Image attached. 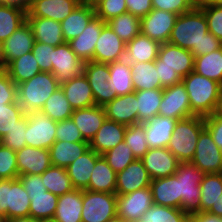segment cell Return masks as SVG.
<instances>
[{"label": "cell", "instance_id": "e575fe53", "mask_svg": "<svg viewBox=\"0 0 222 222\" xmlns=\"http://www.w3.org/2000/svg\"><path fill=\"white\" fill-rule=\"evenodd\" d=\"M107 82L110 85V89L117 96H123L135 91L131 66L125 59L109 63V78Z\"/></svg>", "mask_w": 222, "mask_h": 222}, {"label": "cell", "instance_id": "b9fcfbb0", "mask_svg": "<svg viewBox=\"0 0 222 222\" xmlns=\"http://www.w3.org/2000/svg\"><path fill=\"white\" fill-rule=\"evenodd\" d=\"M0 202H1V188H0ZM4 219H5L4 214L1 212V209H0V221Z\"/></svg>", "mask_w": 222, "mask_h": 222}, {"label": "cell", "instance_id": "4dcf8cb0", "mask_svg": "<svg viewBox=\"0 0 222 222\" xmlns=\"http://www.w3.org/2000/svg\"><path fill=\"white\" fill-rule=\"evenodd\" d=\"M160 43L140 33L126 43L124 59L129 64L137 62H151L158 57Z\"/></svg>", "mask_w": 222, "mask_h": 222}, {"label": "cell", "instance_id": "f1b7e54d", "mask_svg": "<svg viewBox=\"0 0 222 222\" xmlns=\"http://www.w3.org/2000/svg\"><path fill=\"white\" fill-rule=\"evenodd\" d=\"M101 156L89 148L66 168L75 189L84 190L88 187L95 163Z\"/></svg>", "mask_w": 222, "mask_h": 222}, {"label": "cell", "instance_id": "d6a6232c", "mask_svg": "<svg viewBox=\"0 0 222 222\" xmlns=\"http://www.w3.org/2000/svg\"><path fill=\"white\" fill-rule=\"evenodd\" d=\"M95 16V10L89 5L84 3L78 5L66 19L60 22L65 42L80 35Z\"/></svg>", "mask_w": 222, "mask_h": 222}, {"label": "cell", "instance_id": "6da1fadb", "mask_svg": "<svg viewBox=\"0 0 222 222\" xmlns=\"http://www.w3.org/2000/svg\"><path fill=\"white\" fill-rule=\"evenodd\" d=\"M168 42L190 50L194 57L222 48V41L208 31L206 16L198 6L178 15Z\"/></svg>", "mask_w": 222, "mask_h": 222}, {"label": "cell", "instance_id": "f35d334b", "mask_svg": "<svg viewBox=\"0 0 222 222\" xmlns=\"http://www.w3.org/2000/svg\"><path fill=\"white\" fill-rule=\"evenodd\" d=\"M5 70L16 85L41 73L39 65L32 52L26 53L13 60L5 67Z\"/></svg>", "mask_w": 222, "mask_h": 222}, {"label": "cell", "instance_id": "67dfc351", "mask_svg": "<svg viewBox=\"0 0 222 222\" xmlns=\"http://www.w3.org/2000/svg\"><path fill=\"white\" fill-rule=\"evenodd\" d=\"M0 222H8V220L4 219V220H1Z\"/></svg>", "mask_w": 222, "mask_h": 222}, {"label": "cell", "instance_id": "ba28073f", "mask_svg": "<svg viewBox=\"0 0 222 222\" xmlns=\"http://www.w3.org/2000/svg\"><path fill=\"white\" fill-rule=\"evenodd\" d=\"M26 144L34 148L49 149L56 141L57 122L38 112L27 113Z\"/></svg>", "mask_w": 222, "mask_h": 222}, {"label": "cell", "instance_id": "753ad0ef", "mask_svg": "<svg viewBox=\"0 0 222 222\" xmlns=\"http://www.w3.org/2000/svg\"><path fill=\"white\" fill-rule=\"evenodd\" d=\"M203 5L222 6V0H207Z\"/></svg>", "mask_w": 222, "mask_h": 222}, {"label": "cell", "instance_id": "7c38bea8", "mask_svg": "<svg viewBox=\"0 0 222 222\" xmlns=\"http://www.w3.org/2000/svg\"><path fill=\"white\" fill-rule=\"evenodd\" d=\"M194 58L190 50L166 42L160 45L155 67L175 70L184 78L194 70Z\"/></svg>", "mask_w": 222, "mask_h": 222}, {"label": "cell", "instance_id": "db71d44e", "mask_svg": "<svg viewBox=\"0 0 222 222\" xmlns=\"http://www.w3.org/2000/svg\"><path fill=\"white\" fill-rule=\"evenodd\" d=\"M96 16L108 22L115 16L128 12L125 0H104L96 9Z\"/></svg>", "mask_w": 222, "mask_h": 222}, {"label": "cell", "instance_id": "ffe728a7", "mask_svg": "<svg viewBox=\"0 0 222 222\" xmlns=\"http://www.w3.org/2000/svg\"><path fill=\"white\" fill-rule=\"evenodd\" d=\"M34 43L35 38L32 29L26 21L1 44L5 67L13 60L31 52Z\"/></svg>", "mask_w": 222, "mask_h": 222}, {"label": "cell", "instance_id": "9f6ffc18", "mask_svg": "<svg viewBox=\"0 0 222 222\" xmlns=\"http://www.w3.org/2000/svg\"><path fill=\"white\" fill-rule=\"evenodd\" d=\"M56 140L67 142H88L83 138L81 132L71 118L57 122Z\"/></svg>", "mask_w": 222, "mask_h": 222}, {"label": "cell", "instance_id": "ee69618b", "mask_svg": "<svg viewBox=\"0 0 222 222\" xmlns=\"http://www.w3.org/2000/svg\"><path fill=\"white\" fill-rule=\"evenodd\" d=\"M107 24L125 43L141 33V18L129 12L113 17Z\"/></svg>", "mask_w": 222, "mask_h": 222}, {"label": "cell", "instance_id": "34e18365", "mask_svg": "<svg viewBox=\"0 0 222 222\" xmlns=\"http://www.w3.org/2000/svg\"><path fill=\"white\" fill-rule=\"evenodd\" d=\"M106 222H127V221H125L120 216L116 215V216H114L113 218H111L110 220H108Z\"/></svg>", "mask_w": 222, "mask_h": 222}, {"label": "cell", "instance_id": "52a82bcc", "mask_svg": "<svg viewBox=\"0 0 222 222\" xmlns=\"http://www.w3.org/2000/svg\"><path fill=\"white\" fill-rule=\"evenodd\" d=\"M82 222H106L117 215V195L83 190Z\"/></svg>", "mask_w": 222, "mask_h": 222}, {"label": "cell", "instance_id": "cb8c5ba5", "mask_svg": "<svg viewBox=\"0 0 222 222\" xmlns=\"http://www.w3.org/2000/svg\"><path fill=\"white\" fill-rule=\"evenodd\" d=\"M127 125L105 119L102 126L89 142V148L102 155L124 141Z\"/></svg>", "mask_w": 222, "mask_h": 222}, {"label": "cell", "instance_id": "74e56055", "mask_svg": "<svg viewBox=\"0 0 222 222\" xmlns=\"http://www.w3.org/2000/svg\"><path fill=\"white\" fill-rule=\"evenodd\" d=\"M138 108V123H145L158 115L163 97V89H148L135 91Z\"/></svg>", "mask_w": 222, "mask_h": 222}, {"label": "cell", "instance_id": "f5cc1de1", "mask_svg": "<svg viewBox=\"0 0 222 222\" xmlns=\"http://www.w3.org/2000/svg\"><path fill=\"white\" fill-rule=\"evenodd\" d=\"M18 178L16 151L1 146L0 148V180Z\"/></svg>", "mask_w": 222, "mask_h": 222}, {"label": "cell", "instance_id": "ac0fdd59", "mask_svg": "<svg viewBox=\"0 0 222 222\" xmlns=\"http://www.w3.org/2000/svg\"><path fill=\"white\" fill-rule=\"evenodd\" d=\"M126 43L106 24L96 42L93 61L112 63L124 59Z\"/></svg>", "mask_w": 222, "mask_h": 222}, {"label": "cell", "instance_id": "7402d4cb", "mask_svg": "<svg viewBox=\"0 0 222 222\" xmlns=\"http://www.w3.org/2000/svg\"><path fill=\"white\" fill-rule=\"evenodd\" d=\"M107 119L124 125L138 123V108L135 91L123 96H117L104 106Z\"/></svg>", "mask_w": 222, "mask_h": 222}, {"label": "cell", "instance_id": "2a66077c", "mask_svg": "<svg viewBox=\"0 0 222 222\" xmlns=\"http://www.w3.org/2000/svg\"><path fill=\"white\" fill-rule=\"evenodd\" d=\"M3 69H5V65L2 59V49H1V43H0V70H3Z\"/></svg>", "mask_w": 222, "mask_h": 222}, {"label": "cell", "instance_id": "3957f363", "mask_svg": "<svg viewBox=\"0 0 222 222\" xmlns=\"http://www.w3.org/2000/svg\"><path fill=\"white\" fill-rule=\"evenodd\" d=\"M60 87L50 72H41L17 85V102L27 114L41 111L46 100Z\"/></svg>", "mask_w": 222, "mask_h": 222}, {"label": "cell", "instance_id": "5b68a950", "mask_svg": "<svg viewBox=\"0 0 222 222\" xmlns=\"http://www.w3.org/2000/svg\"><path fill=\"white\" fill-rule=\"evenodd\" d=\"M174 175L180 181L181 209L188 215L199 212L204 173L191 162H180Z\"/></svg>", "mask_w": 222, "mask_h": 222}, {"label": "cell", "instance_id": "5bb4252c", "mask_svg": "<svg viewBox=\"0 0 222 222\" xmlns=\"http://www.w3.org/2000/svg\"><path fill=\"white\" fill-rule=\"evenodd\" d=\"M52 74L61 85L83 73L84 62L71 50L68 42L53 50Z\"/></svg>", "mask_w": 222, "mask_h": 222}, {"label": "cell", "instance_id": "44dd1931", "mask_svg": "<svg viewBox=\"0 0 222 222\" xmlns=\"http://www.w3.org/2000/svg\"><path fill=\"white\" fill-rule=\"evenodd\" d=\"M18 176L41 175L52 166L49 149L25 146L16 151Z\"/></svg>", "mask_w": 222, "mask_h": 222}, {"label": "cell", "instance_id": "8992f818", "mask_svg": "<svg viewBox=\"0 0 222 222\" xmlns=\"http://www.w3.org/2000/svg\"><path fill=\"white\" fill-rule=\"evenodd\" d=\"M0 209L6 220L28 217L30 198L19 178L0 180Z\"/></svg>", "mask_w": 222, "mask_h": 222}, {"label": "cell", "instance_id": "2e32d148", "mask_svg": "<svg viewBox=\"0 0 222 222\" xmlns=\"http://www.w3.org/2000/svg\"><path fill=\"white\" fill-rule=\"evenodd\" d=\"M84 0H29L26 17H41L61 22Z\"/></svg>", "mask_w": 222, "mask_h": 222}, {"label": "cell", "instance_id": "7a4b0ae2", "mask_svg": "<svg viewBox=\"0 0 222 222\" xmlns=\"http://www.w3.org/2000/svg\"><path fill=\"white\" fill-rule=\"evenodd\" d=\"M189 96L191 111L195 116L207 117L214 114L222 85L195 71L182 78Z\"/></svg>", "mask_w": 222, "mask_h": 222}, {"label": "cell", "instance_id": "484cf974", "mask_svg": "<svg viewBox=\"0 0 222 222\" xmlns=\"http://www.w3.org/2000/svg\"><path fill=\"white\" fill-rule=\"evenodd\" d=\"M71 119L76 124L83 138L90 140L104 123L106 116L103 106L94 105L87 108L75 109Z\"/></svg>", "mask_w": 222, "mask_h": 222}, {"label": "cell", "instance_id": "f6af8a7d", "mask_svg": "<svg viewBox=\"0 0 222 222\" xmlns=\"http://www.w3.org/2000/svg\"><path fill=\"white\" fill-rule=\"evenodd\" d=\"M41 179L47 191L61 196L75 189L68 176L66 168L51 166L43 174Z\"/></svg>", "mask_w": 222, "mask_h": 222}, {"label": "cell", "instance_id": "89a4df30", "mask_svg": "<svg viewBox=\"0 0 222 222\" xmlns=\"http://www.w3.org/2000/svg\"><path fill=\"white\" fill-rule=\"evenodd\" d=\"M41 221H42V219L31 217V216L15 217V218H12V219L8 220V222H41Z\"/></svg>", "mask_w": 222, "mask_h": 222}, {"label": "cell", "instance_id": "e0dca14e", "mask_svg": "<svg viewBox=\"0 0 222 222\" xmlns=\"http://www.w3.org/2000/svg\"><path fill=\"white\" fill-rule=\"evenodd\" d=\"M141 161L152 180L174 175L180 163L167 148H150Z\"/></svg>", "mask_w": 222, "mask_h": 222}, {"label": "cell", "instance_id": "816d5d0a", "mask_svg": "<svg viewBox=\"0 0 222 222\" xmlns=\"http://www.w3.org/2000/svg\"><path fill=\"white\" fill-rule=\"evenodd\" d=\"M26 128H27V115L25 114L11 131H8L5 136H3L2 144L5 147L12 149L13 151L21 150L26 144Z\"/></svg>", "mask_w": 222, "mask_h": 222}, {"label": "cell", "instance_id": "03108f58", "mask_svg": "<svg viewBox=\"0 0 222 222\" xmlns=\"http://www.w3.org/2000/svg\"><path fill=\"white\" fill-rule=\"evenodd\" d=\"M190 222H222V218L208 212H196L189 215Z\"/></svg>", "mask_w": 222, "mask_h": 222}, {"label": "cell", "instance_id": "6125c7cd", "mask_svg": "<svg viewBox=\"0 0 222 222\" xmlns=\"http://www.w3.org/2000/svg\"><path fill=\"white\" fill-rule=\"evenodd\" d=\"M205 128L210 132L213 141L222 150V117L215 114L204 117Z\"/></svg>", "mask_w": 222, "mask_h": 222}, {"label": "cell", "instance_id": "9a60e30c", "mask_svg": "<svg viewBox=\"0 0 222 222\" xmlns=\"http://www.w3.org/2000/svg\"><path fill=\"white\" fill-rule=\"evenodd\" d=\"M178 15L159 9H152L141 18V33L150 39L164 44L168 42Z\"/></svg>", "mask_w": 222, "mask_h": 222}, {"label": "cell", "instance_id": "836d02e7", "mask_svg": "<svg viewBox=\"0 0 222 222\" xmlns=\"http://www.w3.org/2000/svg\"><path fill=\"white\" fill-rule=\"evenodd\" d=\"M89 149V142L55 141L49 148L52 166L67 168Z\"/></svg>", "mask_w": 222, "mask_h": 222}, {"label": "cell", "instance_id": "09005b40", "mask_svg": "<svg viewBox=\"0 0 222 222\" xmlns=\"http://www.w3.org/2000/svg\"><path fill=\"white\" fill-rule=\"evenodd\" d=\"M41 222H55L54 219H42Z\"/></svg>", "mask_w": 222, "mask_h": 222}, {"label": "cell", "instance_id": "11a10c76", "mask_svg": "<svg viewBox=\"0 0 222 222\" xmlns=\"http://www.w3.org/2000/svg\"><path fill=\"white\" fill-rule=\"evenodd\" d=\"M199 7L206 16L208 31L222 41V6L201 5Z\"/></svg>", "mask_w": 222, "mask_h": 222}, {"label": "cell", "instance_id": "91938a15", "mask_svg": "<svg viewBox=\"0 0 222 222\" xmlns=\"http://www.w3.org/2000/svg\"><path fill=\"white\" fill-rule=\"evenodd\" d=\"M152 7L181 15L190 11L194 5L191 0H152Z\"/></svg>", "mask_w": 222, "mask_h": 222}, {"label": "cell", "instance_id": "a7ac6f4b", "mask_svg": "<svg viewBox=\"0 0 222 222\" xmlns=\"http://www.w3.org/2000/svg\"><path fill=\"white\" fill-rule=\"evenodd\" d=\"M0 4L28 7L29 0H0Z\"/></svg>", "mask_w": 222, "mask_h": 222}, {"label": "cell", "instance_id": "003e7915", "mask_svg": "<svg viewBox=\"0 0 222 222\" xmlns=\"http://www.w3.org/2000/svg\"><path fill=\"white\" fill-rule=\"evenodd\" d=\"M208 213L217 215L218 217L222 218V194L219 196L216 203L213 204Z\"/></svg>", "mask_w": 222, "mask_h": 222}, {"label": "cell", "instance_id": "c3c4849f", "mask_svg": "<svg viewBox=\"0 0 222 222\" xmlns=\"http://www.w3.org/2000/svg\"><path fill=\"white\" fill-rule=\"evenodd\" d=\"M124 141L131 148L136 159H141L150 149L146 140L144 123L128 125L124 133Z\"/></svg>", "mask_w": 222, "mask_h": 222}, {"label": "cell", "instance_id": "7dc6e473", "mask_svg": "<svg viewBox=\"0 0 222 222\" xmlns=\"http://www.w3.org/2000/svg\"><path fill=\"white\" fill-rule=\"evenodd\" d=\"M142 219L146 222H187L189 215L182 209L153 204Z\"/></svg>", "mask_w": 222, "mask_h": 222}, {"label": "cell", "instance_id": "ab89813d", "mask_svg": "<svg viewBox=\"0 0 222 222\" xmlns=\"http://www.w3.org/2000/svg\"><path fill=\"white\" fill-rule=\"evenodd\" d=\"M135 91L161 88L155 61L130 64Z\"/></svg>", "mask_w": 222, "mask_h": 222}, {"label": "cell", "instance_id": "60d3db41", "mask_svg": "<svg viewBox=\"0 0 222 222\" xmlns=\"http://www.w3.org/2000/svg\"><path fill=\"white\" fill-rule=\"evenodd\" d=\"M193 71L222 85V48L196 56Z\"/></svg>", "mask_w": 222, "mask_h": 222}, {"label": "cell", "instance_id": "979ff035", "mask_svg": "<svg viewBox=\"0 0 222 222\" xmlns=\"http://www.w3.org/2000/svg\"><path fill=\"white\" fill-rule=\"evenodd\" d=\"M2 145H3V144H2V139L0 138V148H1Z\"/></svg>", "mask_w": 222, "mask_h": 222}, {"label": "cell", "instance_id": "11e5206c", "mask_svg": "<svg viewBox=\"0 0 222 222\" xmlns=\"http://www.w3.org/2000/svg\"><path fill=\"white\" fill-rule=\"evenodd\" d=\"M207 0H191V3L194 5V6H201L203 5Z\"/></svg>", "mask_w": 222, "mask_h": 222}, {"label": "cell", "instance_id": "b9f144b4", "mask_svg": "<svg viewBox=\"0 0 222 222\" xmlns=\"http://www.w3.org/2000/svg\"><path fill=\"white\" fill-rule=\"evenodd\" d=\"M200 187L199 212H208L222 194V173L204 174Z\"/></svg>", "mask_w": 222, "mask_h": 222}, {"label": "cell", "instance_id": "f546056e", "mask_svg": "<svg viewBox=\"0 0 222 222\" xmlns=\"http://www.w3.org/2000/svg\"><path fill=\"white\" fill-rule=\"evenodd\" d=\"M26 21L32 29L35 41L53 47L65 43L60 22L41 17H26Z\"/></svg>", "mask_w": 222, "mask_h": 222}, {"label": "cell", "instance_id": "277c9868", "mask_svg": "<svg viewBox=\"0 0 222 222\" xmlns=\"http://www.w3.org/2000/svg\"><path fill=\"white\" fill-rule=\"evenodd\" d=\"M205 128L204 117L192 116L178 120L167 149L179 162H191L199 134Z\"/></svg>", "mask_w": 222, "mask_h": 222}, {"label": "cell", "instance_id": "681fc988", "mask_svg": "<svg viewBox=\"0 0 222 222\" xmlns=\"http://www.w3.org/2000/svg\"><path fill=\"white\" fill-rule=\"evenodd\" d=\"M102 156L116 173L124 170L136 159L131 148L125 143V141L120 142L114 148L106 151Z\"/></svg>", "mask_w": 222, "mask_h": 222}, {"label": "cell", "instance_id": "d4e9b609", "mask_svg": "<svg viewBox=\"0 0 222 222\" xmlns=\"http://www.w3.org/2000/svg\"><path fill=\"white\" fill-rule=\"evenodd\" d=\"M153 203L181 209L180 181L175 175L151 180Z\"/></svg>", "mask_w": 222, "mask_h": 222}, {"label": "cell", "instance_id": "bcb514c9", "mask_svg": "<svg viewBox=\"0 0 222 222\" xmlns=\"http://www.w3.org/2000/svg\"><path fill=\"white\" fill-rule=\"evenodd\" d=\"M30 198L29 216L40 219H53L58 196L47 191L43 194L28 195Z\"/></svg>", "mask_w": 222, "mask_h": 222}, {"label": "cell", "instance_id": "4316f807", "mask_svg": "<svg viewBox=\"0 0 222 222\" xmlns=\"http://www.w3.org/2000/svg\"><path fill=\"white\" fill-rule=\"evenodd\" d=\"M60 87L74 110L95 105L92 89L83 73L61 84Z\"/></svg>", "mask_w": 222, "mask_h": 222}, {"label": "cell", "instance_id": "94428289", "mask_svg": "<svg viewBox=\"0 0 222 222\" xmlns=\"http://www.w3.org/2000/svg\"><path fill=\"white\" fill-rule=\"evenodd\" d=\"M28 195H38L47 192L41 179V175H20L18 176Z\"/></svg>", "mask_w": 222, "mask_h": 222}, {"label": "cell", "instance_id": "2644e50d", "mask_svg": "<svg viewBox=\"0 0 222 222\" xmlns=\"http://www.w3.org/2000/svg\"><path fill=\"white\" fill-rule=\"evenodd\" d=\"M214 114L218 117H222V90L218 98V103Z\"/></svg>", "mask_w": 222, "mask_h": 222}, {"label": "cell", "instance_id": "1f68e13d", "mask_svg": "<svg viewBox=\"0 0 222 222\" xmlns=\"http://www.w3.org/2000/svg\"><path fill=\"white\" fill-rule=\"evenodd\" d=\"M83 190L73 189L58 196L53 219L55 222H82Z\"/></svg>", "mask_w": 222, "mask_h": 222}, {"label": "cell", "instance_id": "4fadbf2b", "mask_svg": "<svg viewBox=\"0 0 222 222\" xmlns=\"http://www.w3.org/2000/svg\"><path fill=\"white\" fill-rule=\"evenodd\" d=\"M83 74L92 89L95 105L104 106L117 97L107 82L109 78V64L95 61L84 62Z\"/></svg>", "mask_w": 222, "mask_h": 222}, {"label": "cell", "instance_id": "e7e4bbea", "mask_svg": "<svg viewBox=\"0 0 222 222\" xmlns=\"http://www.w3.org/2000/svg\"><path fill=\"white\" fill-rule=\"evenodd\" d=\"M161 89L182 82V78L175 70L156 67Z\"/></svg>", "mask_w": 222, "mask_h": 222}, {"label": "cell", "instance_id": "680465c9", "mask_svg": "<svg viewBox=\"0 0 222 222\" xmlns=\"http://www.w3.org/2000/svg\"><path fill=\"white\" fill-rule=\"evenodd\" d=\"M17 102V85L5 69L0 70V105Z\"/></svg>", "mask_w": 222, "mask_h": 222}, {"label": "cell", "instance_id": "30bf717a", "mask_svg": "<svg viewBox=\"0 0 222 222\" xmlns=\"http://www.w3.org/2000/svg\"><path fill=\"white\" fill-rule=\"evenodd\" d=\"M158 115L176 120L195 116L191 111L189 96L182 82L163 88Z\"/></svg>", "mask_w": 222, "mask_h": 222}, {"label": "cell", "instance_id": "6f0895ef", "mask_svg": "<svg viewBox=\"0 0 222 222\" xmlns=\"http://www.w3.org/2000/svg\"><path fill=\"white\" fill-rule=\"evenodd\" d=\"M55 47L35 41L31 50L39 65L41 72L52 73L53 50Z\"/></svg>", "mask_w": 222, "mask_h": 222}, {"label": "cell", "instance_id": "d590c367", "mask_svg": "<svg viewBox=\"0 0 222 222\" xmlns=\"http://www.w3.org/2000/svg\"><path fill=\"white\" fill-rule=\"evenodd\" d=\"M116 178L117 173L114 172L103 156H101L95 163L86 190L116 194Z\"/></svg>", "mask_w": 222, "mask_h": 222}, {"label": "cell", "instance_id": "83f0119b", "mask_svg": "<svg viewBox=\"0 0 222 222\" xmlns=\"http://www.w3.org/2000/svg\"><path fill=\"white\" fill-rule=\"evenodd\" d=\"M178 120L157 115L144 123L149 148H167Z\"/></svg>", "mask_w": 222, "mask_h": 222}, {"label": "cell", "instance_id": "8d00e7d4", "mask_svg": "<svg viewBox=\"0 0 222 222\" xmlns=\"http://www.w3.org/2000/svg\"><path fill=\"white\" fill-rule=\"evenodd\" d=\"M27 8L0 4V43L26 22Z\"/></svg>", "mask_w": 222, "mask_h": 222}, {"label": "cell", "instance_id": "be15d7a7", "mask_svg": "<svg viewBox=\"0 0 222 222\" xmlns=\"http://www.w3.org/2000/svg\"><path fill=\"white\" fill-rule=\"evenodd\" d=\"M128 12L142 18L152 9V0H125Z\"/></svg>", "mask_w": 222, "mask_h": 222}, {"label": "cell", "instance_id": "deb4b68c", "mask_svg": "<svg viewBox=\"0 0 222 222\" xmlns=\"http://www.w3.org/2000/svg\"><path fill=\"white\" fill-rule=\"evenodd\" d=\"M137 222H146V221H144L143 219H140L139 221H137Z\"/></svg>", "mask_w": 222, "mask_h": 222}, {"label": "cell", "instance_id": "d6986e66", "mask_svg": "<svg viewBox=\"0 0 222 222\" xmlns=\"http://www.w3.org/2000/svg\"><path fill=\"white\" fill-rule=\"evenodd\" d=\"M151 180L141 159H135L124 170L117 173L116 195L129 194L150 187Z\"/></svg>", "mask_w": 222, "mask_h": 222}, {"label": "cell", "instance_id": "9c48e42d", "mask_svg": "<svg viewBox=\"0 0 222 222\" xmlns=\"http://www.w3.org/2000/svg\"><path fill=\"white\" fill-rule=\"evenodd\" d=\"M191 163L204 174L222 173V150L213 141L206 128L199 134Z\"/></svg>", "mask_w": 222, "mask_h": 222}, {"label": "cell", "instance_id": "f907efd6", "mask_svg": "<svg viewBox=\"0 0 222 222\" xmlns=\"http://www.w3.org/2000/svg\"><path fill=\"white\" fill-rule=\"evenodd\" d=\"M25 114L18 102L0 105V138L17 126Z\"/></svg>", "mask_w": 222, "mask_h": 222}, {"label": "cell", "instance_id": "603a6c76", "mask_svg": "<svg viewBox=\"0 0 222 222\" xmlns=\"http://www.w3.org/2000/svg\"><path fill=\"white\" fill-rule=\"evenodd\" d=\"M106 24L107 22L95 16L80 35L68 42L71 50L83 62L93 61L96 42Z\"/></svg>", "mask_w": 222, "mask_h": 222}, {"label": "cell", "instance_id": "7bdbcfd3", "mask_svg": "<svg viewBox=\"0 0 222 222\" xmlns=\"http://www.w3.org/2000/svg\"><path fill=\"white\" fill-rule=\"evenodd\" d=\"M74 109L66 99L65 93L61 87L46 100L41 109V113L50 117L53 121L59 122L71 118Z\"/></svg>", "mask_w": 222, "mask_h": 222}, {"label": "cell", "instance_id": "8c879c8a", "mask_svg": "<svg viewBox=\"0 0 222 222\" xmlns=\"http://www.w3.org/2000/svg\"><path fill=\"white\" fill-rule=\"evenodd\" d=\"M103 1L104 0H84L83 3L95 10Z\"/></svg>", "mask_w": 222, "mask_h": 222}, {"label": "cell", "instance_id": "8fae6325", "mask_svg": "<svg viewBox=\"0 0 222 222\" xmlns=\"http://www.w3.org/2000/svg\"><path fill=\"white\" fill-rule=\"evenodd\" d=\"M153 204L151 187L117 195V215L127 222H137Z\"/></svg>", "mask_w": 222, "mask_h": 222}]
</instances>
